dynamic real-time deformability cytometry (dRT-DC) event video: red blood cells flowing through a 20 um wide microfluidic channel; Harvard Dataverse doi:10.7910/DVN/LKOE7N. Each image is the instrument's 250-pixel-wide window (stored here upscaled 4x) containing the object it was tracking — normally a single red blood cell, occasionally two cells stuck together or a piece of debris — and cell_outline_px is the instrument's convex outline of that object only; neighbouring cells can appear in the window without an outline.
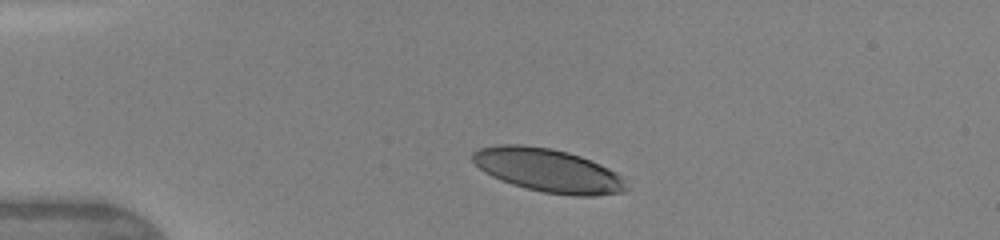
{"species": "human", "species_latin": "Homo sapiens", "temperature_condition": "warm", "stored_images_in_passage": 3, "camera_frame_rate_fps": 3000, "um_per_image_px": 0.085, "donor": {"sex": "female"}, "frame": {"image": 1, "passage_image": 1, "time_ms": 0.0, "image_size_px": [1000, 240], "cell_outline_px": [[628, 188], [624, 192], [596, 196], [572, 196], [544, 192], [512, 184], [500, 180], [484, 172], [472, 160], [472, 152], [480, 148], [500, 144], [524, 144], [552, 148], [568, 152], [580, 156], [600, 164], [616, 172], [620, 176]], "centroid_in_image_um": [46.58, 14.48], "position_along_channel_um": 38.4, "area_um2": 38.9}}